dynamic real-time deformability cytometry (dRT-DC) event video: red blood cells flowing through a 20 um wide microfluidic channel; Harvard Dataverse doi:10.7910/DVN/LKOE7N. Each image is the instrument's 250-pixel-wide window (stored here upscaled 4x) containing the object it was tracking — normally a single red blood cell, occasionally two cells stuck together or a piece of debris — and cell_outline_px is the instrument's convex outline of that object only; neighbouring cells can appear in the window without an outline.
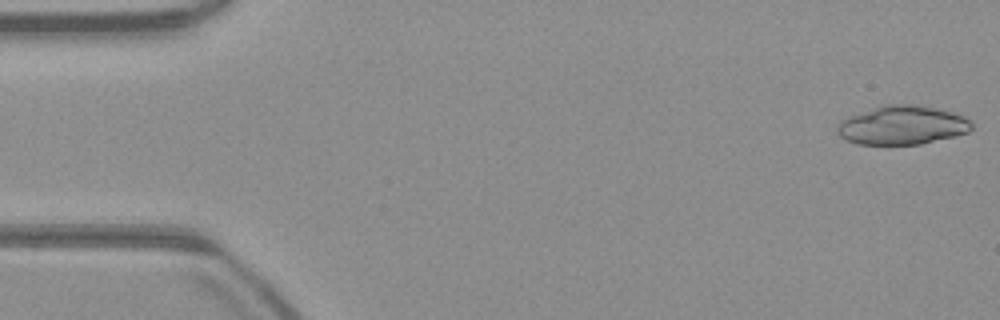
{"species": "common noctule bat (a hibernating species)", "species_latin": "Nyctalus noctula", "temperature_condition": "warm", "stored_images_in_passage": 18, "camera_frame_rate_fps": 3000, "um_per_image_px": 0.085, "animal": {"sex": "male", "body_mass_g": 23.1, "forearm_length_mm": 52.7}, "frame": {"image": 1, "passage_image": 1, "time_ms": 0.0, "image_size_px": [1000, 320], "cell_outline_px": [[972, 128], [968, 132], [920, 144], [856, 144], [840, 136], [836, 132], [836, 128], [840, 120], [848, 116], [884, 104], [916, 104], [936, 108], [952, 112], [964, 116], [972, 124]], "centroid_in_image_um": [76.65, 10.63], "position_along_channel_um": 8.3, "area_um2": 30.35}}